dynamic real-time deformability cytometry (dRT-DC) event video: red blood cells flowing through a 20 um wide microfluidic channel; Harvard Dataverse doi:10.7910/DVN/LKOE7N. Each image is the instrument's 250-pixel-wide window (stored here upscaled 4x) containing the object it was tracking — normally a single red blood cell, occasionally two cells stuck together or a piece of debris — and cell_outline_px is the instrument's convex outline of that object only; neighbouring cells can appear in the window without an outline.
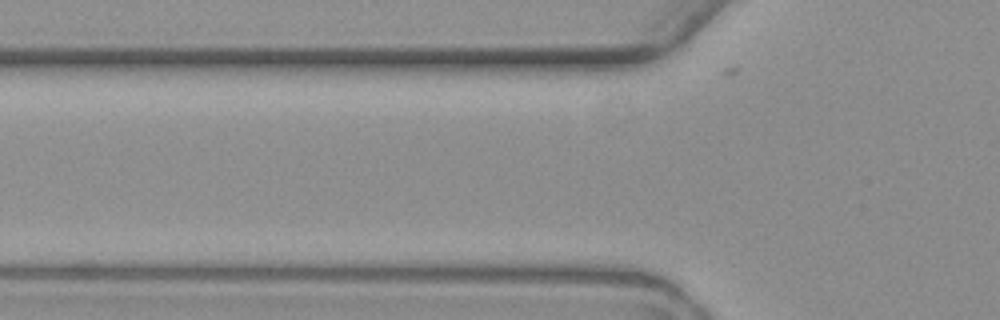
{"species": "common noctule bat (a hibernating species)", "species_latin": "Nyctalus noctula", "temperature_condition": "warm", "stored_images_in_passage": 5, "camera_frame_rate_fps": 3000, "um_per_image_px": 0.085, "animal": {"sex": "female", "body_mass_g": 19.3, "forearm_length_mm": 54.1}, "frame": {"image": 1, "passage_image": 2, "time_ms": 1.0, "image_size_px": [1000, 320], "cell_outline_px": [[660, 284], [652, 288], [568, 280], [576, 264], [628, 264]], "centroid_in_image_um": [52.01, 23.39], "position_along_channel_um": 73.8, "area_um2": 10.64}}